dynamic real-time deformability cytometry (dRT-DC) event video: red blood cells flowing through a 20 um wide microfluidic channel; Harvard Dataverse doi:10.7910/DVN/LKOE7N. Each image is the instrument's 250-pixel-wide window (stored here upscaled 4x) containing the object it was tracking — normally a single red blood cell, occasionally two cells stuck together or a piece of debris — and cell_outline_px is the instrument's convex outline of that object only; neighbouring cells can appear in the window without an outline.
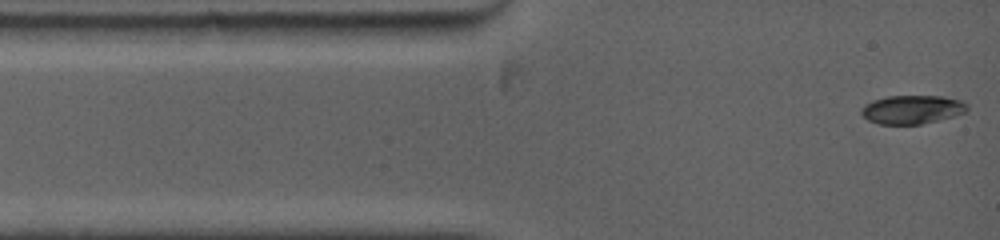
{"species": "common noctule bat (a hibernating species)", "species_latin": "Nyctalus noctula", "temperature_condition": "warm", "stored_images_in_passage": 6, "camera_frame_rate_fps": 5000, "um_per_image_px": 0.085, "animal": {"sex": "female", "body_mass_g": 19.0, "forearm_length_mm": 53.3}, "frame": {"image": 1, "passage_image": 1, "time_ms": 0.0, "image_size_px": [1000, 240], "cell_outline_px": [[968, 108], [964, 112], [952, 116], [920, 124], [880, 124], [868, 120], [860, 112], [860, 108], [864, 104], [872, 100], [888, 96], [944, 96], [960, 100], [968, 104]], "centroid_in_image_um": [77.49, 9.29], "position_along_channel_um": 7.5, "area_um2": 17.57}}
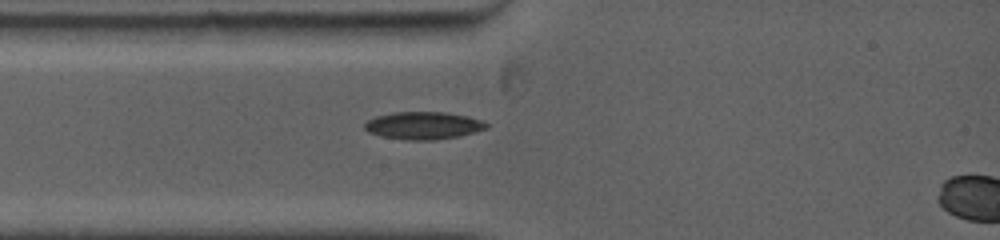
{"frame": {"image": 2, "passage_image": 5, "time_ms": 2.2, "image_size_px": [1000, 240], "cell_outline_px": [[488, 128], [476, 132], [460, 136], [436, 140], [404, 140], [380, 136], [368, 132], [364, 128], [364, 124], [368, 120], [376, 116], [392, 112], [444, 112], [468, 116], [480, 120], [488, 124]], "centroid_in_image_um": [35.98, 10.68], "position_along_channel_um": 49.0, "area_um2": 19.71}}